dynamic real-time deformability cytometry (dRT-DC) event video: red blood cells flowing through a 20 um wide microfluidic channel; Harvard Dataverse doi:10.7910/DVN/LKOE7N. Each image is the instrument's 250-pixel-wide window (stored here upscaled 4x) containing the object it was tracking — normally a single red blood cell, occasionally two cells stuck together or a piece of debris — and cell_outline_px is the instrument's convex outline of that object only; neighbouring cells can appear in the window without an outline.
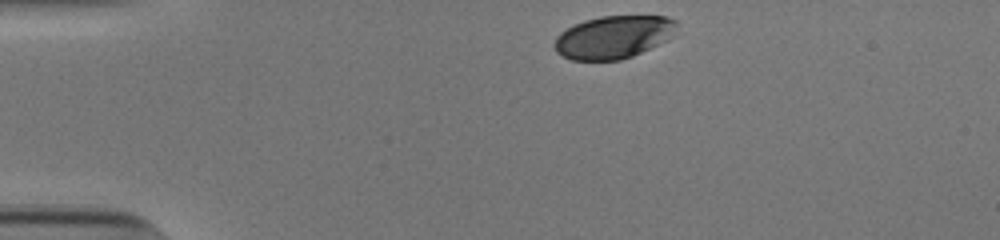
{"species": "human", "species_latin": "Homo sapiens", "temperature_condition": "cold", "stored_images_in_passage": 34, "camera_frame_rate_fps": 3000, "um_per_image_px": 0.085, "donor": {"sex": "male"}, "frame": {"image": 1, "passage_image": 1, "time_ms": 0.0, "image_size_px": [1000, 240], "cell_outline_px": [[676, 36], [668, 40], [632, 56], [620, 60], [572, 60], [556, 52], [552, 44], [556, 36], [560, 32], [584, 20], [600, 16], [668, 16], [676, 20]], "centroid_in_image_um": [52.16, 3.15], "position_along_channel_um": 32.8, "area_um2": 30.75}}
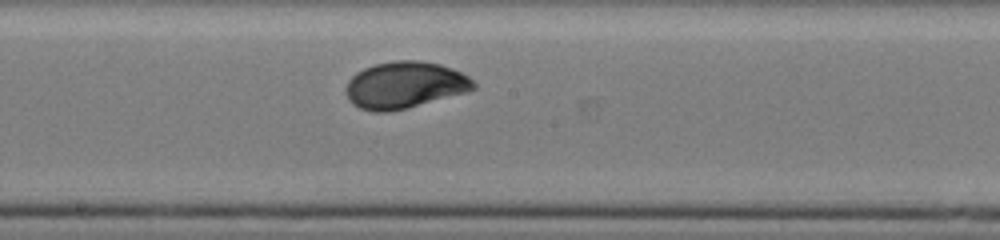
{"frame": {"image": 2, "passage_image": 20, "time_ms": 6.333, "image_size_px": [1000, 240], "cell_outline_px": [[476, 88], [464, 92], [408, 108], [388, 112], [372, 112], [360, 108], [352, 104], [348, 100], [344, 92], [344, 88], [348, 80], [356, 72], [364, 68], [376, 64], [396, 60], [420, 60], [440, 64], [452, 68], [468, 76], [476, 84]], "centroid_in_image_um": [34.35, 7.23], "position_along_channel_um": 213.9, "area_um2": 34.91}}
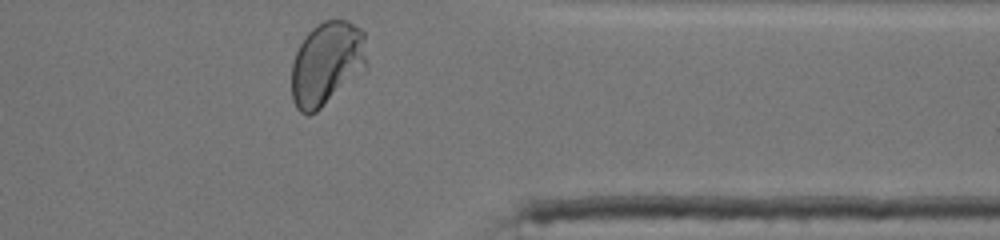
{"frame": {"image": 3, "passage_image": 34, "time_ms": 11.0, "image_size_px": [1000, 240], "cell_outline_px": [[368, 64], [356, 76], [316, 112], [308, 116], [300, 112], [296, 108], [292, 100], [292, 64], [296, 52], [300, 44], [308, 32], [316, 24], [324, 20], [348, 20], [360, 28], [364, 32]], "centroid_in_image_um": [27.76, 5.38], "position_along_channel_um": 383.6, "area_um2": 36.65}, "authors_computed_cell_mechanics": {"area_um2": 33.7841, "velocity_mm_per_s": 3.8107, "shape_relaxation_time_tau1_ms": 2.6383, "shape_relaxation_time_tau2_ms": null, "deformation_change_tau1": 0.1123, "deformation_change_tau2": null}}